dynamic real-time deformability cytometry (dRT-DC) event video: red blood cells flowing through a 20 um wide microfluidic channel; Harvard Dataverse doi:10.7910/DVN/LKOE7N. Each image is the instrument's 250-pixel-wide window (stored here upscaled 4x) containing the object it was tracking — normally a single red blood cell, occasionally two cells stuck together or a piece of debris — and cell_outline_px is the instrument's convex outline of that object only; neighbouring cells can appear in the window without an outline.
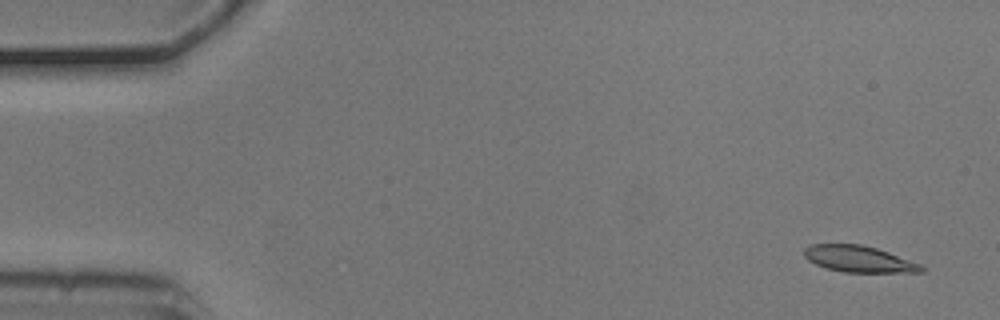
{"species": "common noctule bat (a hibernating species)", "species_latin": "Nyctalus noctula", "temperature_condition": "cold", "stored_images_in_passage": 6, "camera_frame_rate_fps": 3000, "um_per_image_px": 0.085, "animal": {"sex": "male", "body_mass_g": 20.5, "forearm_length_mm": 52.5}, "frame": {"image": 1, "passage_image": 1, "time_ms": 0.0, "image_size_px": [1000, 320], "cell_outline_px": [[924, 272], [844, 272], [824, 268], [808, 260], [804, 256], [804, 248], [812, 244], [860, 244], [876, 248], [924, 264]], "centroid_in_image_um": [73.03, 22.02], "position_along_channel_um": 12.0, "area_um2": 18.15}}
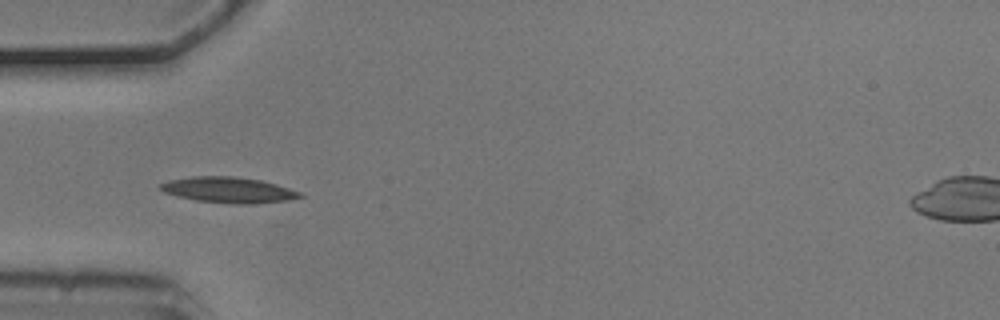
{"frame": {"image": 2, "passage_image": 5, "time_ms": 1.333, "image_size_px": [1000, 320], "cell_outline_px": [[304, 196], [288, 200], [252, 204], [236, 204], [196, 200], [164, 192], [160, 188], [160, 184], [168, 180], [192, 176], [232, 176], [260, 180], [276, 184], [304, 192]], "centroid_in_image_um": [19.48, 16.14], "position_along_channel_um": 65.5, "area_um2": 20.87}}
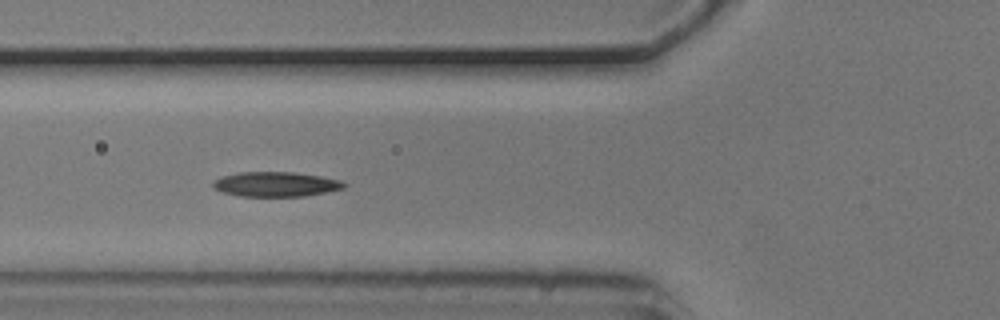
{"frame": {"image": 3, "passage_image": 6, "time_ms": 1.667, "image_size_px": [1000, 320], "cell_outline_px": [[348, 184], [344, 188], [328, 192], [304, 196], [240, 196], [224, 192], [212, 188], [212, 180], [220, 176], [236, 172], [292, 172], [320, 176], [340, 180]], "centroid_in_image_um": [23.41, 15.65], "position_along_channel_um": 102.4, "area_um2": 19.07}}